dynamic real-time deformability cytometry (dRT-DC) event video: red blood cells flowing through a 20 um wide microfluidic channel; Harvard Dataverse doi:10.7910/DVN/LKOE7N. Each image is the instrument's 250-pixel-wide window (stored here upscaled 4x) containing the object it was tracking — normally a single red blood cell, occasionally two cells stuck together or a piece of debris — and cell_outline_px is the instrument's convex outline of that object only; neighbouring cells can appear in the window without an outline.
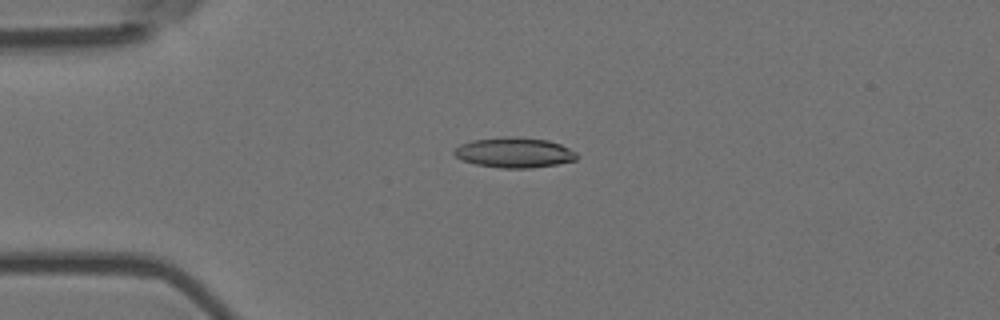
{"species": "Egyptian fruit bat (a non-hibernating species)", "species_latin": "Rousettus aegyptiacus", "temperature_condition": "room temperature", "stored_images_in_passage": 4, "camera_frame_rate_fps": 3000, "um_per_image_px": 0.085, "animal": {"sex": "female"}, "frame": {"image": 1, "passage_image": 3, "time_ms": 0.667, "image_size_px": [1000, 320], "cell_outline_px": [[580, 156], [576, 160], [556, 164], [532, 168], [500, 168], [476, 164], [460, 160], [452, 152], [460, 144], [472, 140], [504, 136], [508, 136], [548, 140], [560, 144], [576, 152]], "centroid_in_image_um": [43.71, 12.97], "position_along_channel_um": 41.3, "area_um2": 21.68}}